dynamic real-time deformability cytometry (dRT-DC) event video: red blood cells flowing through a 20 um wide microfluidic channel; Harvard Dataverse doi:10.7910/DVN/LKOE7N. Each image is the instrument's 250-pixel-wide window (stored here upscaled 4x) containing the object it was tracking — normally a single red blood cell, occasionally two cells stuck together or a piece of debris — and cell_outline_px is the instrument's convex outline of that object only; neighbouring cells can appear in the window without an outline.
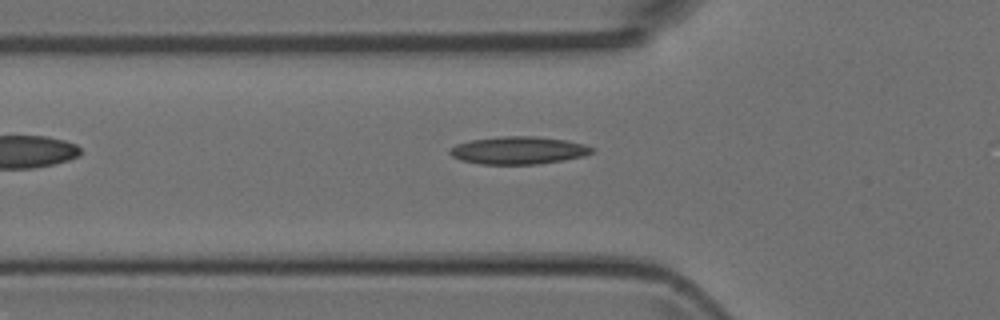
{"species": "Egyptian fruit bat (a non-hibernating species)", "species_latin": "Rousettus aegyptiacus", "temperature_condition": "room temperature", "stored_images_in_passage": 29, "camera_frame_rate_fps": 3000, "um_per_image_px": 0.085, "animal": {"sex": "female"}, "frame": {"image": 1, "passage_image": 2, "time_ms": 0.333, "image_size_px": [1000, 320], "cell_outline_px": [[596, 148], [592, 152], [584, 156], [536, 164], [480, 164], [460, 160], [452, 156], [448, 152], [456, 144], [472, 140], [500, 136], [536, 136], [564, 140], [584, 144]], "centroid_in_image_um": [44.06, 12.77], "position_along_channel_um": 81.7, "area_um2": 22.72}}
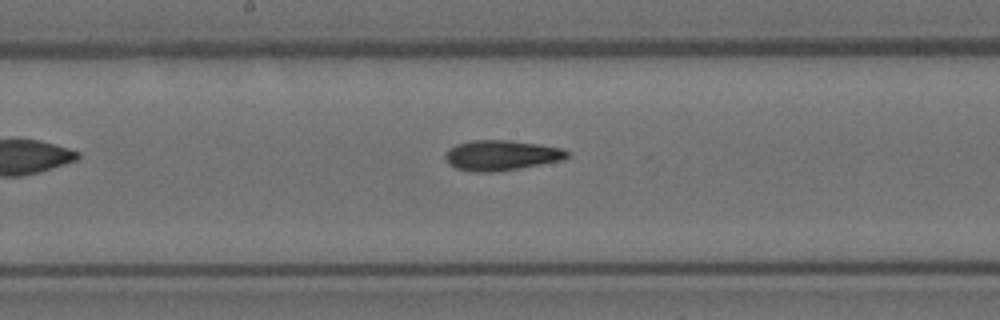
{"frame": {"image": 2, "passage_image": 11, "time_ms": 3.333, "image_size_px": [1000, 320], "cell_outline_px": [[568, 156], [564, 160], [520, 168], [492, 172], [476, 172], [456, 168], [444, 156], [448, 148], [456, 144], [472, 140], [508, 140], [536, 144], [560, 148], [568, 152]], "centroid_in_image_um": [42.6, 13.2], "position_along_channel_um": 205.6, "area_um2": 21.21}}
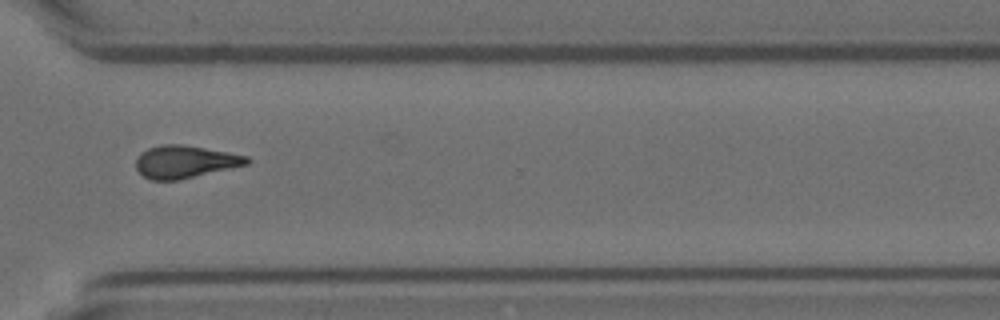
{"frame": {"image": 3, "passage_image": 22, "time_ms": 7.0, "image_size_px": [1000, 320], "cell_outline_px": [[252, 160], [248, 164], [180, 180], [152, 180], [144, 176], [136, 168], [136, 160], [140, 152], [148, 148], [160, 144], [180, 144], [228, 152], [248, 156]], "centroid_in_image_um": [15.72, 13.75], "position_along_channel_um": 354.9, "area_um2": 21.04}}